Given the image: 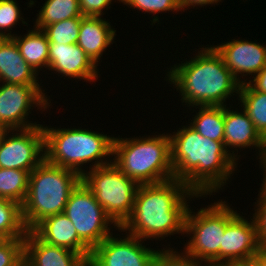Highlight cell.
I'll use <instances>...</instances> for the list:
<instances>
[{
	"label": "cell",
	"mask_w": 266,
	"mask_h": 266,
	"mask_svg": "<svg viewBox=\"0 0 266 266\" xmlns=\"http://www.w3.org/2000/svg\"><path fill=\"white\" fill-rule=\"evenodd\" d=\"M173 133L170 138L174 179L183 181L198 196H211L222 190L238 164L224 142L203 137L189 124Z\"/></svg>",
	"instance_id": "obj_1"
},
{
	"label": "cell",
	"mask_w": 266,
	"mask_h": 266,
	"mask_svg": "<svg viewBox=\"0 0 266 266\" xmlns=\"http://www.w3.org/2000/svg\"><path fill=\"white\" fill-rule=\"evenodd\" d=\"M195 197L202 196L177 179L140 184L132 213L118 230L145 241H161V238L163 240L174 234L184 235L185 217L190 206L187 201Z\"/></svg>",
	"instance_id": "obj_2"
},
{
	"label": "cell",
	"mask_w": 266,
	"mask_h": 266,
	"mask_svg": "<svg viewBox=\"0 0 266 266\" xmlns=\"http://www.w3.org/2000/svg\"><path fill=\"white\" fill-rule=\"evenodd\" d=\"M208 46L202 47L191 60L174 64L167 71L166 81L174 84L182 104L188 107L225 106L227 98L239 93L241 84L216 49Z\"/></svg>",
	"instance_id": "obj_3"
},
{
	"label": "cell",
	"mask_w": 266,
	"mask_h": 266,
	"mask_svg": "<svg viewBox=\"0 0 266 266\" xmlns=\"http://www.w3.org/2000/svg\"><path fill=\"white\" fill-rule=\"evenodd\" d=\"M48 127L43 126L44 151L47 162L73 170L80 176L85 172L83 165L86 163L93 164L89 166V170H91L113 162V159L109 157L110 155L113 157L114 137L91 131V129L90 131L81 129V127L71 129Z\"/></svg>",
	"instance_id": "obj_4"
},
{
	"label": "cell",
	"mask_w": 266,
	"mask_h": 266,
	"mask_svg": "<svg viewBox=\"0 0 266 266\" xmlns=\"http://www.w3.org/2000/svg\"><path fill=\"white\" fill-rule=\"evenodd\" d=\"M144 137H114L113 163L139 185L174 179L170 134Z\"/></svg>",
	"instance_id": "obj_5"
},
{
	"label": "cell",
	"mask_w": 266,
	"mask_h": 266,
	"mask_svg": "<svg viewBox=\"0 0 266 266\" xmlns=\"http://www.w3.org/2000/svg\"><path fill=\"white\" fill-rule=\"evenodd\" d=\"M81 176L47 162L45 159L30 173L28 193L22 208L27 231H32L45 218L63 213L70 193Z\"/></svg>",
	"instance_id": "obj_6"
},
{
	"label": "cell",
	"mask_w": 266,
	"mask_h": 266,
	"mask_svg": "<svg viewBox=\"0 0 266 266\" xmlns=\"http://www.w3.org/2000/svg\"><path fill=\"white\" fill-rule=\"evenodd\" d=\"M237 214V210L234 211L226 201L222 200L200 208L197 212L188 208L184 233L191 237L184 245V251L198 263L220 265L222 235L226 225Z\"/></svg>",
	"instance_id": "obj_7"
},
{
	"label": "cell",
	"mask_w": 266,
	"mask_h": 266,
	"mask_svg": "<svg viewBox=\"0 0 266 266\" xmlns=\"http://www.w3.org/2000/svg\"><path fill=\"white\" fill-rule=\"evenodd\" d=\"M81 181L120 228L132 213L139 184L125 175L113 162L85 170Z\"/></svg>",
	"instance_id": "obj_8"
},
{
	"label": "cell",
	"mask_w": 266,
	"mask_h": 266,
	"mask_svg": "<svg viewBox=\"0 0 266 266\" xmlns=\"http://www.w3.org/2000/svg\"><path fill=\"white\" fill-rule=\"evenodd\" d=\"M63 213L73 223L78 237L91 250L112 235V224L119 229L82 181L70 193Z\"/></svg>",
	"instance_id": "obj_9"
},
{
	"label": "cell",
	"mask_w": 266,
	"mask_h": 266,
	"mask_svg": "<svg viewBox=\"0 0 266 266\" xmlns=\"http://www.w3.org/2000/svg\"><path fill=\"white\" fill-rule=\"evenodd\" d=\"M44 91L40 85L0 84V122L9 130L42 125L31 123L28 116L30 109L37 107L45 111L51 106V100Z\"/></svg>",
	"instance_id": "obj_10"
},
{
	"label": "cell",
	"mask_w": 266,
	"mask_h": 266,
	"mask_svg": "<svg viewBox=\"0 0 266 266\" xmlns=\"http://www.w3.org/2000/svg\"><path fill=\"white\" fill-rule=\"evenodd\" d=\"M44 159L43 125L9 130L0 142V168L31 173Z\"/></svg>",
	"instance_id": "obj_11"
},
{
	"label": "cell",
	"mask_w": 266,
	"mask_h": 266,
	"mask_svg": "<svg viewBox=\"0 0 266 266\" xmlns=\"http://www.w3.org/2000/svg\"><path fill=\"white\" fill-rule=\"evenodd\" d=\"M125 235L116 238L112 234L93 248L88 266H152L157 250L143 245L145 240Z\"/></svg>",
	"instance_id": "obj_12"
},
{
	"label": "cell",
	"mask_w": 266,
	"mask_h": 266,
	"mask_svg": "<svg viewBox=\"0 0 266 266\" xmlns=\"http://www.w3.org/2000/svg\"><path fill=\"white\" fill-rule=\"evenodd\" d=\"M238 213L227 225L220 245V265L242 266L263 247L259 244L254 219Z\"/></svg>",
	"instance_id": "obj_13"
},
{
	"label": "cell",
	"mask_w": 266,
	"mask_h": 266,
	"mask_svg": "<svg viewBox=\"0 0 266 266\" xmlns=\"http://www.w3.org/2000/svg\"><path fill=\"white\" fill-rule=\"evenodd\" d=\"M213 47L222 56L226 67L240 84L247 82L241 77L248 74L254 77L266 66V45L245 39H232Z\"/></svg>",
	"instance_id": "obj_14"
},
{
	"label": "cell",
	"mask_w": 266,
	"mask_h": 266,
	"mask_svg": "<svg viewBox=\"0 0 266 266\" xmlns=\"http://www.w3.org/2000/svg\"><path fill=\"white\" fill-rule=\"evenodd\" d=\"M48 70L86 82H94L99 75L97 65L77 44L49 43Z\"/></svg>",
	"instance_id": "obj_15"
},
{
	"label": "cell",
	"mask_w": 266,
	"mask_h": 266,
	"mask_svg": "<svg viewBox=\"0 0 266 266\" xmlns=\"http://www.w3.org/2000/svg\"><path fill=\"white\" fill-rule=\"evenodd\" d=\"M231 108L225 105V149L236 161L239 160L237 148H257L259 156L266 149V139L256 129L244 109L239 112L234 109L230 110ZM229 148L235 149L237 154L234 153V150L230 151Z\"/></svg>",
	"instance_id": "obj_16"
},
{
	"label": "cell",
	"mask_w": 266,
	"mask_h": 266,
	"mask_svg": "<svg viewBox=\"0 0 266 266\" xmlns=\"http://www.w3.org/2000/svg\"><path fill=\"white\" fill-rule=\"evenodd\" d=\"M24 262L29 266H88L79 253L42 241L33 231L24 238Z\"/></svg>",
	"instance_id": "obj_17"
},
{
	"label": "cell",
	"mask_w": 266,
	"mask_h": 266,
	"mask_svg": "<svg viewBox=\"0 0 266 266\" xmlns=\"http://www.w3.org/2000/svg\"><path fill=\"white\" fill-rule=\"evenodd\" d=\"M32 231L45 243L67 248L89 260L91 249L78 237L76 228L64 213L45 218Z\"/></svg>",
	"instance_id": "obj_18"
},
{
	"label": "cell",
	"mask_w": 266,
	"mask_h": 266,
	"mask_svg": "<svg viewBox=\"0 0 266 266\" xmlns=\"http://www.w3.org/2000/svg\"><path fill=\"white\" fill-rule=\"evenodd\" d=\"M38 75L21 56L13 38H0V83L41 85Z\"/></svg>",
	"instance_id": "obj_19"
},
{
	"label": "cell",
	"mask_w": 266,
	"mask_h": 266,
	"mask_svg": "<svg viewBox=\"0 0 266 266\" xmlns=\"http://www.w3.org/2000/svg\"><path fill=\"white\" fill-rule=\"evenodd\" d=\"M105 20L102 17L82 16L76 43L97 66L103 52L114 43L116 35L115 28Z\"/></svg>",
	"instance_id": "obj_20"
},
{
	"label": "cell",
	"mask_w": 266,
	"mask_h": 266,
	"mask_svg": "<svg viewBox=\"0 0 266 266\" xmlns=\"http://www.w3.org/2000/svg\"><path fill=\"white\" fill-rule=\"evenodd\" d=\"M14 37V41L19 47L21 56L24 60L37 72L45 67L48 69V55H49V40L45 33L38 29L33 28L28 30V33Z\"/></svg>",
	"instance_id": "obj_21"
},
{
	"label": "cell",
	"mask_w": 266,
	"mask_h": 266,
	"mask_svg": "<svg viewBox=\"0 0 266 266\" xmlns=\"http://www.w3.org/2000/svg\"><path fill=\"white\" fill-rule=\"evenodd\" d=\"M196 115H193L189 125L203 137L224 142L225 106H196Z\"/></svg>",
	"instance_id": "obj_22"
},
{
	"label": "cell",
	"mask_w": 266,
	"mask_h": 266,
	"mask_svg": "<svg viewBox=\"0 0 266 266\" xmlns=\"http://www.w3.org/2000/svg\"><path fill=\"white\" fill-rule=\"evenodd\" d=\"M238 101L253 122L256 129L266 139V93L255 91L247 82L240 85Z\"/></svg>",
	"instance_id": "obj_23"
},
{
	"label": "cell",
	"mask_w": 266,
	"mask_h": 266,
	"mask_svg": "<svg viewBox=\"0 0 266 266\" xmlns=\"http://www.w3.org/2000/svg\"><path fill=\"white\" fill-rule=\"evenodd\" d=\"M40 9L33 27H44L71 18H81L79 0H46Z\"/></svg>",
	"instance_id": "obj_24"
},
{
	"label": "cell",
	"mask_w": 266,
	"mask_h": 266,
	"mask_svg": "<svg viewBox=\"0 0 266 266\" xmlns=\"http://www.w3.org/2000/svg\"><path fill=\"white\" fill-rule=\"evenodd\" d=\"M29 175L25 170L0 168V197L22 205L28 193Z\"/></svg>",
	"instance_id": "obj_25"
},
{
	"label": "cell",
	"mask_w": 266,
	"mask_h": 266,
	"mask_svg": "<svg viewBox=\"0 0 266 266\" xmlns=\"http://www.w3.org/2000/svg\"><path fill=\"white\" fill-rule=\"evenodd\" d=\"M26 228L18 202L0 197V233L9 239L25 238Z\"/></svg>",
	"instance_id": "obj_26"
},
{
	"label": "cell",
	"mask_w": 266,
	"mask_h": 266,
	"mask_svg": "<svg viewBox=\"0 0 266 266\" xmlns=\"http://www.w3.org/2000/svg\"><path fill=\"white\" fill-rule=\"evenodd\" d=\"M81 18H71L52 23L42 29L49 43L76 44L79 36Z\"/></svg>",
	"instance_id": "obj_27"
},
{
	"label": "cell",
	"mask_w": 266,
	"mask_h": 266,
	"mask_svg": "<svg viewBox=\"0 0 266 266\" xmlns=\"http://www.w3.org/2000/svg\"><path fill=\"white\" fill-rule=\"evenodd\" d=\"M20 8L15 0H0V38H12L16 34H11L12 28L22 21L28 25L21 16ZM10 31V33H9ZM8 32V33H6Z\"/></svg>",
	"instance_id": "obj_28"
},
{
	"label": "cell",
	"mask_w": 266,
	"mask_h": 266,
	"mask_svg": "<svg viewBox=\"0 0 266 266\" xmlns=\"http://www.w3.org/2000/svg\"><path fill=\"white\" fill-rule=\"evenodd\" d=\"M121 3L132 9L143 11L144 14L162 13L167 11L179 12L181 10L179 0H121Z\"/></svg>",
	"instance_id": "obj_29"
},
{
	"label": "cell",
	"mask_w": 266,
	"mask_h": 266,
	"mask_svg": "<svg viewBox=\"0 0 266 266\" xmlns=\"http://www.w3.org/2000/svg\"><path fill=\"white\" fill-rule=\"evenodd\" d=\"M162 250V251H161ZM156 251L152 266H196L197 261L192 259L185 251L180 253L168 247Z\"/></svg>",
	"instance_id": "obj_30"
},
{
	"label": "cell",
	"mask_w": 266,
	"mask_h": 266,
	"mask_svg": "<svg viewBox=\"0 0 266 266\" xmlns=\"http://www.w3.org/2000/svg\"><path fill=\"white\" fill-rule=\"evenodd\" d=\"M24 262V238L10 239L0 248V266H20Z\"/></svg>",
	"instance_id": "obj_31"
},
{
	"label": "cell",
	"mask_w": 266,
	"mask_h": 266,
	"mask_svg": "<svg viewBox=\"0 0 266 266\" xmlns=\"http://www.w3.org/2000/svg\"><path fill=\"white\" fill-rule=\"evenodd\" d=\"M258 195L252 218L256 225L258 242L263 248H266V194L259 193Z\"/></svg>",
	"instance_id": "obj_32"
},
{
	"label": "cell",
	"mask_w": 266,
	"mask_h": 266,
	"mask_svg": "<svg viewBox=\"0 0 266 266\" xmlns=\"http://www.w3.org/2000/svg\"><path fill=\"white\" fill-rule=\"evenodd\" d=\"M113 0H79V8L83 16L102 17L103 10L111 7ZM121 2V0H117Z\"/></svg>",
	"instance_id": "obj_33"
},
{
	"label": "cell",
	"mask_w": 266,
	"mask_h": 266,
	"mask_svg": "<svg viewBox=\"0 0 266 266\" xmlns=\"http://www.w3.org/2000/svg\"><path fill=\"white\" fill-rule=\"evenodd\" d=\"M247 82L255 91L266 93V66Z\"/></svg>",
	"instance_id": "obj_34"
},
{
	"label": "cell",
	"mask_w": 266,
	"mask_h": 266,
	"mask_svg": "<svg viewBox=\"0 0 266 266\" xmlns=\"http://www.w3.org/2000/svg\"><path fill=\"white\" fill-rule=\"evenodd\" d=\"M222 0H179L181 10L190 8L191 6L194 8L196 6H205L209 4H217L220 3Z\"/></svg>",
	"instance_id": "obj_35"
},
{
	"label": "cell",
	"mask_w": 266,
	"mask_h": 266,
	"mask_svg": "<svg viewBox=\"0 0 266 266\" xmlns=\"http://www.w3.org/2000/svg\"><path fill=\"white\" fill-rule=\"evenodd\" d=\"M242 266H266V248H262L256 255L249 261L245 262Z\"/></svg>",
	"instance_id": "obj_36"
},
{
	"label": "cell",
	"mask_w": 266,
	"mask_h": 266,
	"mask_svg": "<svg viewBox=\"0 0 266 266\" xmlns=\"http://www.w3.org/2000/svg\"><path fill=\"white\" fill-rule=\"evenodd\" d=\"M257 157H260L258 159H260V166H262L264 172H263V183L260 185V192L259 193H263L266 194V149ZM263 164V165H262ZM265 174V175H264Z\"/></svg>",
	"instance_id": "obj_37"
},
{
	"label": "cell",
	"mask_w": 266,
	"mask_h": 266,
	"mask_svg": "<svg viewBox=\"0 0 266 266\" xmlns=\"http://www.w3.org/2000/svg\"><path fill=\"white\" fill-rule=\"evenodd\" d=\"M8 131L9 129L2 122H0V142L3 140Z\"/></svg>",
	"instance_id": "obj_38"
},
{
	"label": "cell",
	"mask_w": 266,
	"mask_h": 266,
	"mask_svg": "<svg viewBox=\"0 0 266 266\" xmlns=\"http://www.w3.org/2000/svg\"><path fill=\"white\" fill-rule=\"evenodd\" d=\"M9 240L10 239L6 235L0 233V248L4 246Z\"/></svg>",
	"instance_id": "obj_39"
},
{
	"label": "cell",
	"mask_w": 266,
	"mask_h": 266,
	"mask_svg": "<svg viewBox=\"0 0 266 266\" xmlns=\"http://www.w3.org/2000/svg\"><path fill=\"white\" fill-rule=\"evenodd\" d=\"M196 266H224V265H219V264H215V263H204V264L198 263Z\"/></svg>",
	"instance_id": "obj_40"
},
{
	"label": "cell",
	"mask_w": 266,
	"mask_h": 266,
	"mask_svg": "<svg viewBox=\"0 0 266 266\" xmlns=\"http://www.w3.org/2000/svg\"><path fill=\"white\" fill-rule=\"evenodd\" d=\"M20 266H29V265L23 262Z\"/></svg>",
	"instance_id": "obj_41"
}]
</instances>
